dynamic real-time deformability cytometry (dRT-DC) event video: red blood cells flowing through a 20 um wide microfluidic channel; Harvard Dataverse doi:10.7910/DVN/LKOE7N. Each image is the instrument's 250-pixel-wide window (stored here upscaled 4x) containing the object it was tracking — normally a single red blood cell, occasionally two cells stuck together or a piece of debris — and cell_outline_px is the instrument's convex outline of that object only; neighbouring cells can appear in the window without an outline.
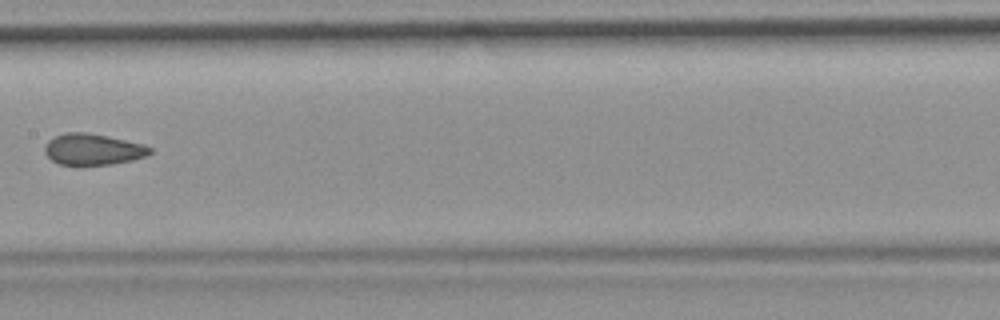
{"species": "common noctule bat (a hibernating species)", "species_latin": "Nyctalus noctula", "temperature_condition": "room temperature", "stored_images_in_passage": 9, "camera_frame_rate_fps": 3000, "um_per_image_px": 0.085, "animal": {"sex": "female", "body_mass_g": 19.9}, "frame": {"image": 1, "passage_image": 9, "time_ms": 2.667, "image_size_px": [1000, 320], "cell_outline_px": [[152, 152], [148, 156], [132, 160], [112, 164], [80, 168], [60, 164], [52, 160], [44, 152], [44, 148], [48, 140], [64, 132], [88, 132], [108, 136], [144, 144], [152, 148]], "centroid_in_image_um": [7.89, 12.73], "position_along_channel_um": 199.5, "area_um2": 19.88}}